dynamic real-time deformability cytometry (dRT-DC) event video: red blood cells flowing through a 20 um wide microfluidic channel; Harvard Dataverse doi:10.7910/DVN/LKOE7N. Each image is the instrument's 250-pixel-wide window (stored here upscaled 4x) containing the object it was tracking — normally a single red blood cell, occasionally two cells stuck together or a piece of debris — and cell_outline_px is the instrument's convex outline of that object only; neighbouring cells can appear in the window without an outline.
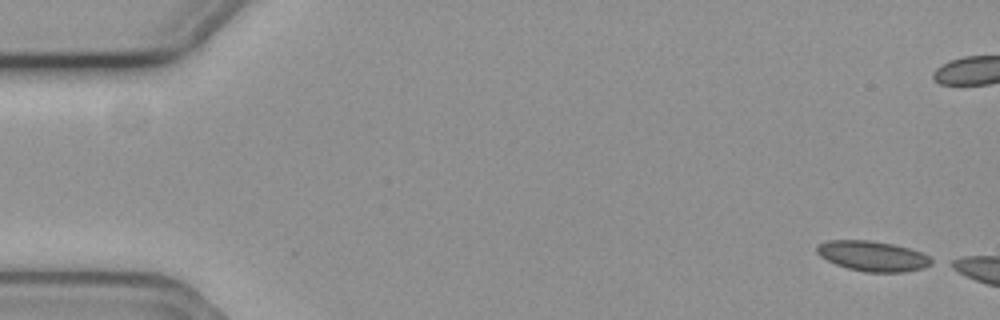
{"species": "common noctule bat (a hibernating species)", "species_latin": "Nyctalus noctula", "temperature_condition": "cold", "stored_images_in_passage": 6, "camera_frame_rate_fps": 3000, "um_per_image_px": 0.085, "animal": {"sex": "female", "body_mass_g": 19.3, "forearm_length_mm": 54.1}, "frame": {"image": 1, "passage_image": 1, "time_ms": 0.0, "image_size_px": [1000, 320], "cell_outline_px": [[936, 260], [932, 264], [920, 268], [904, 272], [864, 272], [848, 268], [836, 264], [820, 256], [816, 252], [816, 244], [828, 240], [872, 240], [892, 244], [908, 248], [920, 252]], "centroid_in_image_um": [74.16, 21.76], "position_along_channel_um": 10.8, "area_um2": 20.17}}